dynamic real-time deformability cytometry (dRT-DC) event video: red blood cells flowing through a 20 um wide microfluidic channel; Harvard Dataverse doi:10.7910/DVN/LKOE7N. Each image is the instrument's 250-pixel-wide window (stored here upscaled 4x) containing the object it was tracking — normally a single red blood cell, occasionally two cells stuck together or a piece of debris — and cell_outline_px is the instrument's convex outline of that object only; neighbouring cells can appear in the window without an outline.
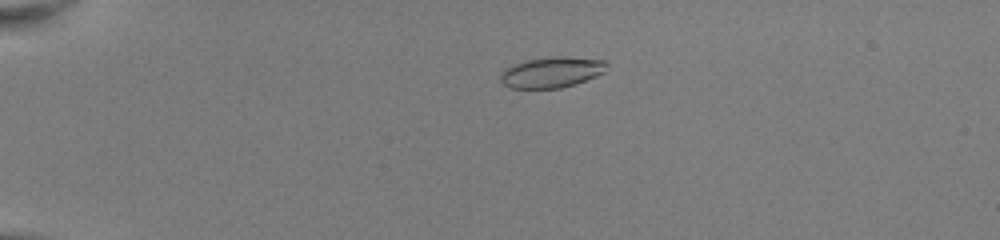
{"species": "common noctule bat (a hibernating species)", "species_latin": "Nyctalus noctula", "temperature_condition": "room temperature", "stored_images_in_passage": 40, "camera_frame_rate_fps": 3000, "um_per_image_px": 0.085, "animal": {"sex": "female", "body_mass_g": 22.0, "forearm_length_mm": 56.7}, "frame": {"image": 1, "passage_image": 1, "time_ms": 0.0, "image_size_px": [1000, 240], "cell_outline_px": [[608, 64], [604, 72], [596, 76], [560, 88], [508, 88], [500, 80], [500, 76], [512, 64], [524, 60], [556, 56], [564, 56], [604, 60]], "centroid_in_image_um": [46.89, 6.13], "position_along_channel_um": 38.1, "area_um2": 18.84}}
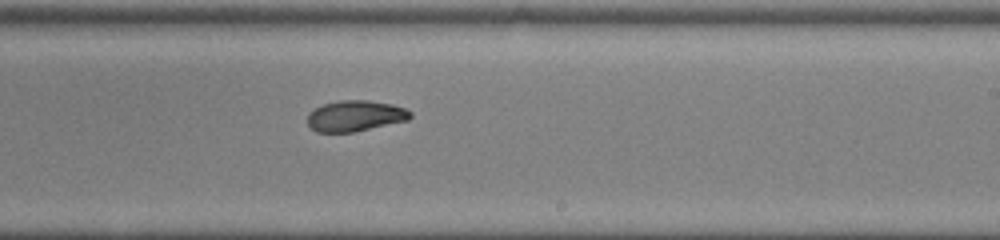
{"frame": {"image": 2, "passage_image": 22, "time_ms": 7.0, "image_size_px": [1000, 240], "cell_outline_px": [[412, 116], [408, 120], [352, 132], [316, 132], [308, 124], [308, 112], [324, 104], [340, 100], [368, 100], [392, 104], [404, 108], [412, 112]], "centroid_in_image_um": [30.2, 9.84], "position_along_channel_um": 258.8, "area_um2": 18.38}}
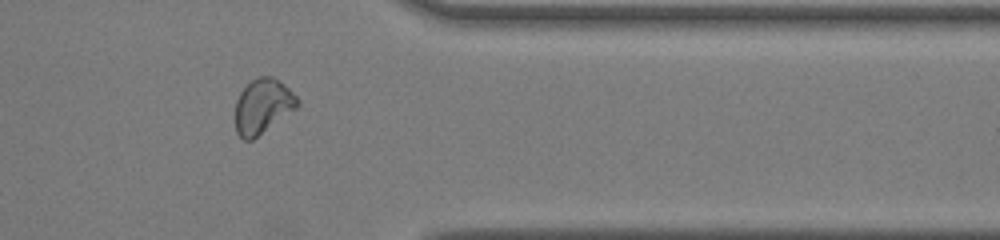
{"frame": {"image": 3, "passage_image": 32, "time_ms": 10.333, "image_size_px": [1000, 240], "cell_outline_px": [[300, 104], [296, 108], [252, 140], [244, 140], [236, 132], [236, 100], [240, 92], [252, 80], [260, 76], [272, 76], [280, 80], [300, 100]], "centroid_in_image_um": [22.34, 9.01], "position_along_channel_um": 389.1, "area_um2": 19.59}, "authors_computed_cell_mechanics": {"area_um2": 19.1607, "velocity_mm_per_s": 4.0554, "shape_relaxation_time_tau1_ms": null, "shape_relaxation_time_tau2_ms": 1.9729, "deformation_change_tau1": null, "deformation_change_tau2": 0.0601}}